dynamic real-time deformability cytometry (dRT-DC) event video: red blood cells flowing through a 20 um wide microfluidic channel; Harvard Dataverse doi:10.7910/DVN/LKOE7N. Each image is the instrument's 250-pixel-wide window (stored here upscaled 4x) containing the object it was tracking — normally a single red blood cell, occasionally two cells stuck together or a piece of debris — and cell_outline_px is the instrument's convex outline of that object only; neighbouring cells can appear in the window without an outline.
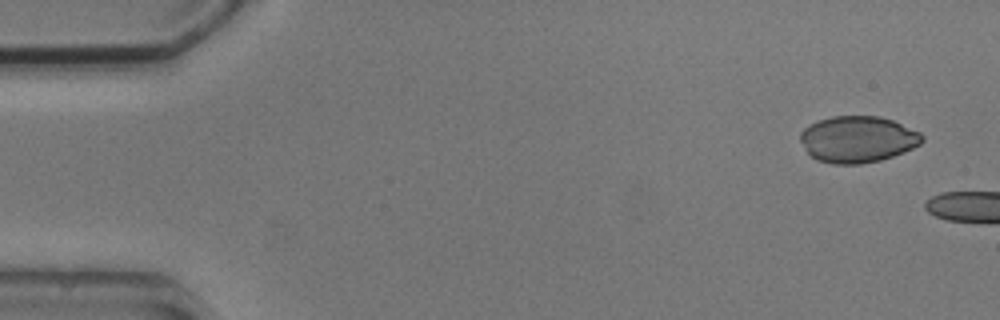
{"species": "common noctule bat (a hibernating species)", "species_latin": "Nyctalus noctula", "temperature_condition": "cold", "stored_images_in_passage": 3, "camera_frame_rate_fps": 3000, "um_per_image_px": 0.085, "animal": {"sex": "male", "body_mass_g": 20.5, "forearm_length_mm": 52.5}, "frame": {"image": 1, "passage_image": 1, "time_ms": 0.0, "image_size_px": [1000, 320], "cell_outline_px": [[924, 140], [920, 144], [904, 152], [880, 160], [860, 164], [832, 164], [816, 160], [808, 152], [800, 140], [800, 132], [804, 128], [820, 120], [832, 116], [880, 116], [892, 120], [920, 132], [924, 136]], "centroid_in_image_um": [72.91, 11.84], "position_along_channel_um": 12.1, "area_um2": 32.89}}